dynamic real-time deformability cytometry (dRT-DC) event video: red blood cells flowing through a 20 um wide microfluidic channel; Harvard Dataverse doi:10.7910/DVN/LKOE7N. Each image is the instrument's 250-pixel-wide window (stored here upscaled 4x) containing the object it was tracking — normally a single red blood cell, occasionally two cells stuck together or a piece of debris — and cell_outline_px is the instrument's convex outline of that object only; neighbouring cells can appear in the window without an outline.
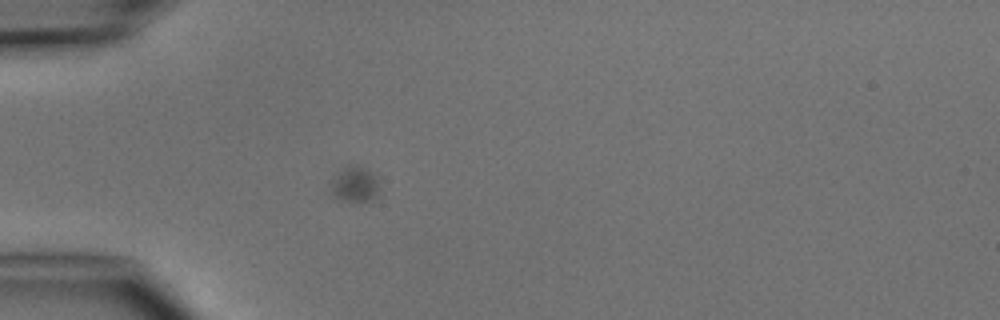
{"species": "common noctule bat (a hibernating species)", "species_latin": "Nyctalus noctula", "temperature_condition": "cold", "stored_images_in_passage": 6, "camera_frame_rate_fps": 3000, "um_per_image_px": 0.085, "animal": {"sex": "male", "body_mass_g": 15.6}, "frame": {"image": 1, "passage_image": 6, "time_ms": 6.667, "image_size_px": [1000, 320], "cell_outline_px": [[380, 188], [376, 196], [368, 200], [348, 200], [332, 196], [328, 184], [328, 180], [336, 172], [348, 164], [360, 164], [376, 180]], "centroid_in_image_um": [30.04, 15.61], "position_along_channel_um": 55.0, "area_um2": 10.12}}